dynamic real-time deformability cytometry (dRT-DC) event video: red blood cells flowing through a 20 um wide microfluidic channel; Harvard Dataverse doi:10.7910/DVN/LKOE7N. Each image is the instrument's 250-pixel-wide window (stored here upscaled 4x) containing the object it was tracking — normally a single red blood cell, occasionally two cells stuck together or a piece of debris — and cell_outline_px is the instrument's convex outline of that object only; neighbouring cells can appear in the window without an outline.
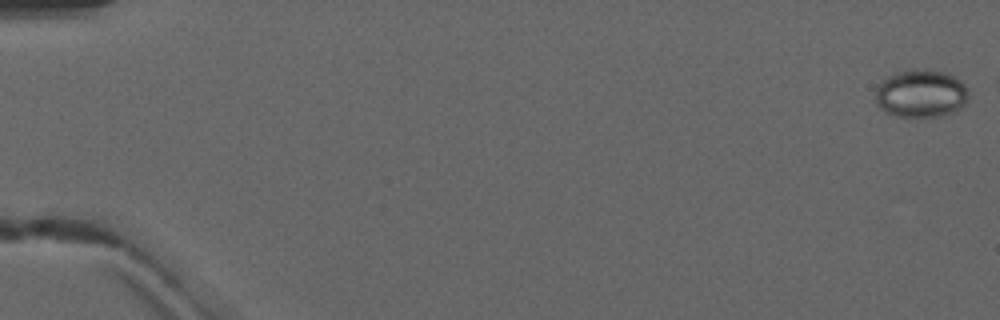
{"species": "common noctule bat (a hibernating species)", "species_latin": "Nyctalus noctula", "temperature_condition": "warm", "stored_images_in_passage": 6, "camera_frame_rate_fps": 3000, "um_per_image_px": 0.085, "animal": {"sex": "male", "forearm_length_mm": 52.5}, "frame": {"image": 1, "passage_image": 1, "time_ms": 0.0, "image_size_px": [1000, 320], "cell_outline_px": [[968, 100], [956, 112], [944, 116], [896, 116], [884, 112], [876, 104], [876, 88], [888, 76], [904, 68], [912, 68], [944, 72], [960, 80], [968, 88]], "centroid_in_image_um": [78.29, 7.95], "position_along_channel_um": 6.7, "area_um2": 26.24}}